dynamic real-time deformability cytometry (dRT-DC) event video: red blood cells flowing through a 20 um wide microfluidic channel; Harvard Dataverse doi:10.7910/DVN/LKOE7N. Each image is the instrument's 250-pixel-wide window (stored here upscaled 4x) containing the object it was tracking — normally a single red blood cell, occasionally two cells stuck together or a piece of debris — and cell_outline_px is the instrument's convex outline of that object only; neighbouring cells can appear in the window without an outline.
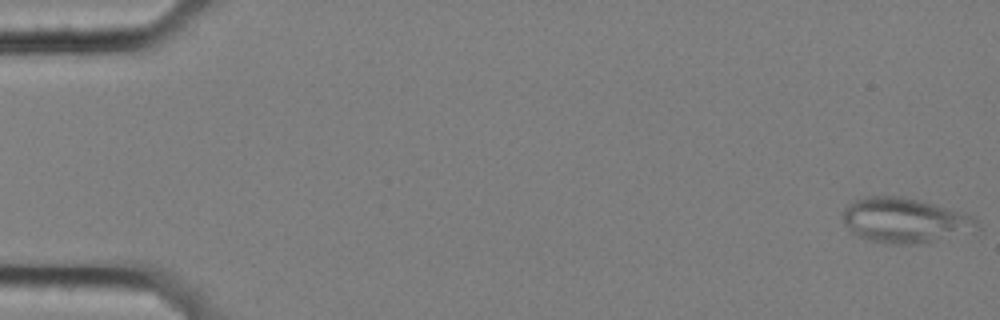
{"species": "common noctule bat (a hibernating species)", "species_latin": "Nyctalus noctula", "temperature_condition": "cold", "stored_images_in_passage": 37, "camera_frame_rate_fps": 3000, "um_per_image_px": 0.085, "animal": {"sex": "female", "body_mass_g": 25.1}, "frame": {"image": 1, "passage_image": 1, "time_ms": 0.0, "image_size_px": [1000, 320], "cell_outline_px": [[980, 228], [932, 240], [912, 244], [900, 244], [868, 240], [852, 232], [844, 224], [844, 208], [852, 200], [864, 196], [900, 196], [920, 200], [936, 204], [972, 216], [976, 220]], "centroid_in_image_um": [76.84, 18.69], "position_along_channel_um": 8.2, "area_um2": 34.39}}
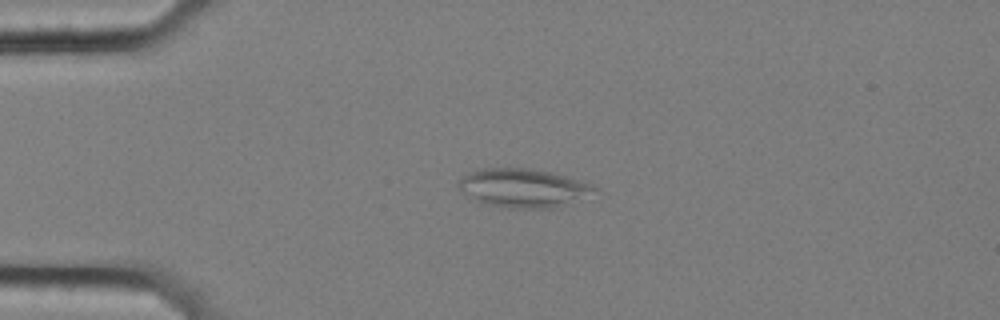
{"frame": {"image": 2, "passage_image": 14, "time_ms": 4.333, "image_size_px": [1000, 320], "cell_outline_px": [[604, 192], [560, 208], [508, 208], [480, 204], [464, 192], [456, 184], [468, 172], [480, 168], [528, 168], [552, 172], [568, 176], [592, 184], [600, 188]], "centroid_in_image_um": [44.62, 16.0], "position_along_channel_um": 40.4, "area_um2": 31.67}}
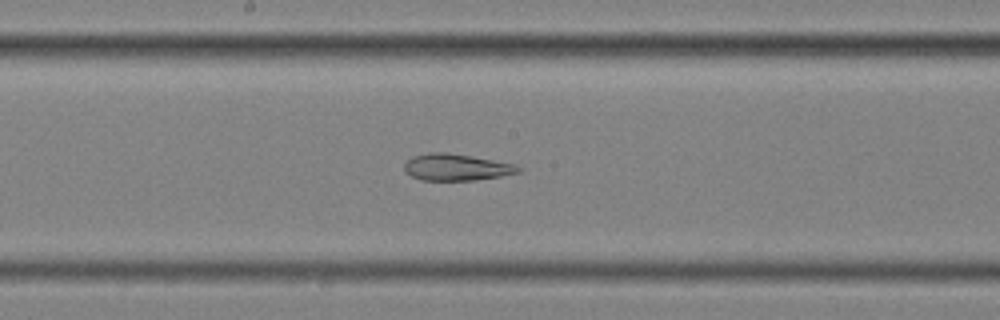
{"frame": {"image": 3, "passage_image": 31, "time_ms": 10.0, "image_size_px": [1000, 320], "cell_outline_px": [[524, 168], [520, 172], [500, 176], [476, 180], [420, 180], [404, 172], [404, 164], [412, 156], [428, 152], [444, 152], [472, 156], [516, 164]], "centroid_in_image_um": [38.79, 14.21], "position_along_channel_um": 209.4, "area_um2": 17.86}}